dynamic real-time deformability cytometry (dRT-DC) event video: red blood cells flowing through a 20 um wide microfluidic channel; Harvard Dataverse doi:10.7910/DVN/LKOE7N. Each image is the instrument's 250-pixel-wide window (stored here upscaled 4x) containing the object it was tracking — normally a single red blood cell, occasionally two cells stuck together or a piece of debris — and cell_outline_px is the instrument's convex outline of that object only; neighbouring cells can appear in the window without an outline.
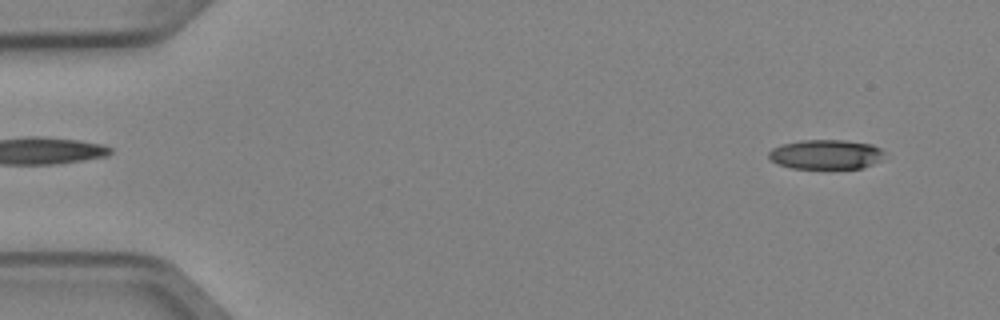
{"species": "Egyptian fruit bat (a non-hibernating species)", "species_latin": "Rousettus aegyptiacus", "temperature_condition": "cold", "stored_images_in_passage": 4, "camera_frame_rate_fps": 3000, "um_per_image_px": 0.085, "animal": {"sex": "female"}, "frame": {"image": 1, "passage_image": 1, "time_ms": 0.0, "image_size_px": [1000, 320], "cell_outline_px": [[892, 156], [864, 168], [792, 168], [776, 164], [768, 156], [768, 152], [772, 148], [784, 144], [800, 140], [844, 140], [872, 144], [880, 148]], "centroid_in_image_um": [70.3, 13.13], "position_along_channel_um": 14.7, "area_um2": 20.35}}
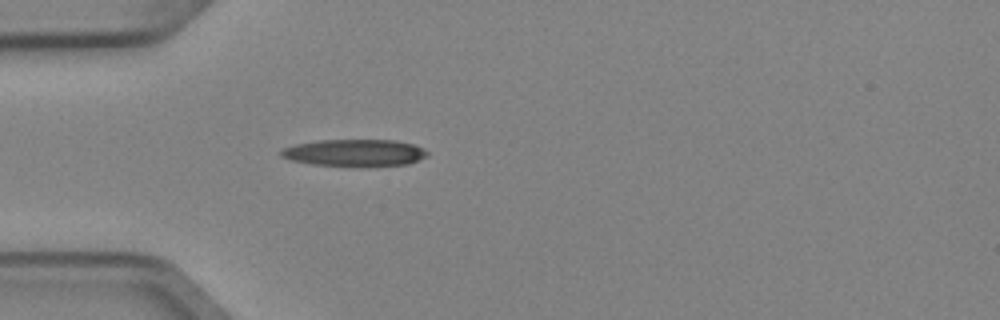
{"frame": {"image": 2, "passage_image": 4, "time_ms": 1.0, "image_size_px": [1000, 320], "cell_outline_px": [[428, 156], [408, 164], [364, 168], [360, 168], [312, 164], [292, 160], [280, 156], [280, 152], [284, 148], [296, 144], [320, 140], [396, 140], [412, 144], [424, 148], [428, 152]], "centroid_in_image_um": [30.19, 13.01], "position_along_channel_um": 54.8, "area_um2": 23.52}}